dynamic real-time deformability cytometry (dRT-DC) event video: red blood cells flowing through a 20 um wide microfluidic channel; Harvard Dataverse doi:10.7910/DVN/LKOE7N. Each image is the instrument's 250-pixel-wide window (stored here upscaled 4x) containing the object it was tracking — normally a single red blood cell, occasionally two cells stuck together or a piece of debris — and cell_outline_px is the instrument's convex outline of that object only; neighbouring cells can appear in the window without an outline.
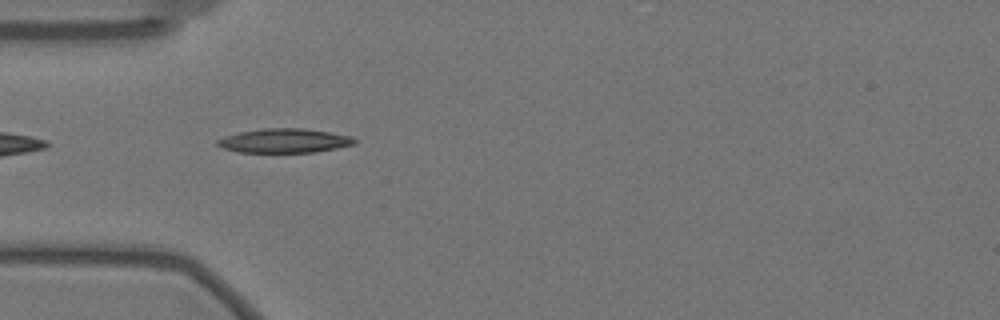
{"species": "Egyptian fruit bat (a non-hibernating species)", "species_latin": "Rousettus aegyptiacus", "temperature_condition": "warm", "stored_images_in_passage": 34, "camera_frame_rate_fps": 3000, "um_per_image_px": 0.085, "animal": {"sex": "female"}, "frame": {"image": 1, "passage_image": 1, "time_ms": 0.0, "image_size_px": [1000, 320], "cell_outline_px": [[356, 144], [316, 152], [240, 152], [224, 148], [216, 144], [216, 140], [224, 136], [240, 132], [264, 128], [300, 128], [328, 132], [352, 136], [356, 140]], "centroid_in_image_um": [24.18, 11.96], "position_along_channel_um": 60.8, "area_um2": 19.19}}
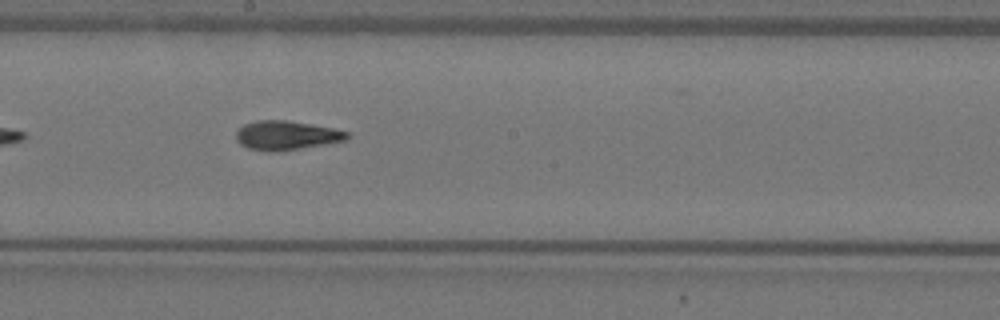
{"frame": {"image": 2, "passage_image": 15, "time_ms": 4.667, "image_size_px": [1000, 320], "cell_outline_px": [[348, 140], [276, 152], [272, 152], [248, 148], [240, 144], [236, 140], [236, 128], [244, 124], [256, 120], [288, 120], [312, 124], [332, 128], [348, 132]], "centroid_in_image_um": [24.3, 11.5], "position_along_channel_um": 223.9, "area_um2": 18.9}}
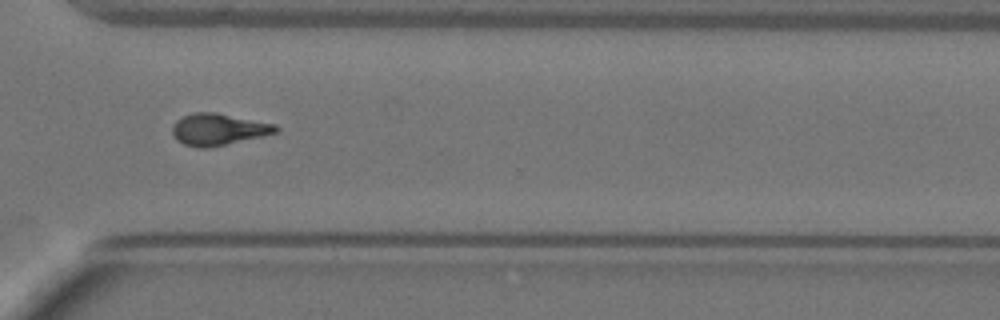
{"frame": {"image": 3, "passage_image": 26, "time_ms": 8.333, "image_size_px": [1000, 320], "cell_outline_px": [[280, 128], [276, 132], [264, 136], [208, 148], [200, 148], [184, 144], [176, 140], [172, 132], [172, 124], [176, 120], [192, 112], [216, 112], [276, 124]], "centroid_in_image_um": [18.55, 10.99], "position_along_channel_um": 352.0, "area_um2": 19.25}, "authors_computed_cell_mechanics": {"area_um2": 18.6694, "velocity_mm_per_s": 3.5006, "shape_relaxation_time_tau1_ms": 8.0719, "shape_relaxation_time_tau2_ms": 2.0467, "deformation_change_tau1": 0.2273, "deformation_change_tau2": 0.0853}}